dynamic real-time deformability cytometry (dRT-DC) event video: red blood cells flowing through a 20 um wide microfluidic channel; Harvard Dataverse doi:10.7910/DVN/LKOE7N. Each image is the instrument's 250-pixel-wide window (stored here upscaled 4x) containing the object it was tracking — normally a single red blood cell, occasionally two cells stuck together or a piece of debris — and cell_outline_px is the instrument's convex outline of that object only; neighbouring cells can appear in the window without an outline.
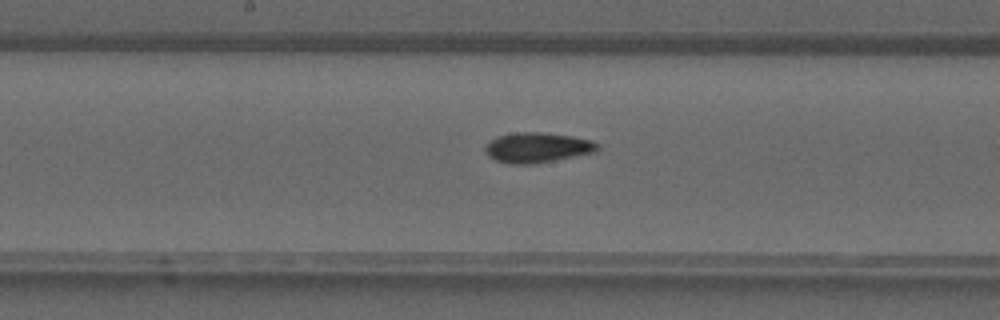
{"species": "common noctule bat (a hibernating species)", "species_latin": "Nyctalus noctula", "temperature_condition": "warm", "stored_images_in_passage": 42, "camera_frame_rate_fps": 3000, "um_per_image_px": 0.085, "animal": {"sex": "male", "forearm_length_mm": 52.5}, "frame": {"image": 1, "passage_image": 22, "time_ms": 7.0, "image_size_px": [1000, 320], "cell_outline_px": [[600, 148], [596, 152], [532, 164], [508, 164], [496, 160], [488, 156], [484, 148], [496, 136], [516, 132], [540, 132], [572, 136], [592, 140], [600, 144]], "centroid_in_image_um": [45.69, 12.54], "position_along_channel_um": 202.5, "area_um2": 19.71}}
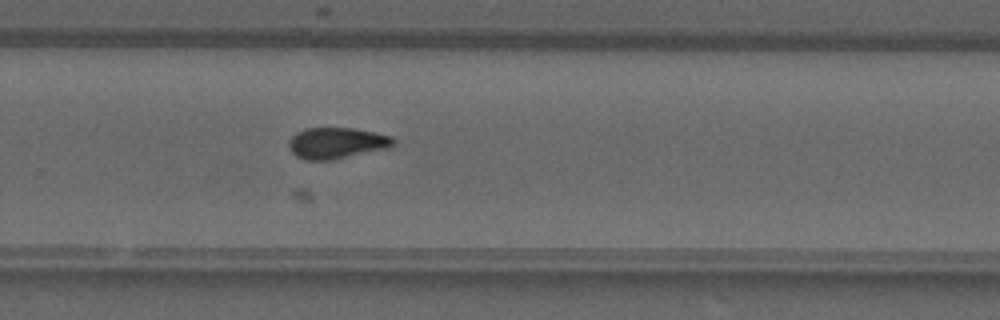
{"frame": {"image": 2, "passage_image": 28, "time_ms": 9.0, "image_size_px": [1000, 320], "cell_outline_px": [[396, 144], [388, 148], [332, 160], [304, 160], [296, 156], [288, 148], [288, 140], [296, 132], [304, 128], [352, 128], [376, 132], [392, 136], [396, 140]], "centroid_in_image_um": [28.61, 12.16], "position_along_channel_um": 301.2, "area_um2": 19.25}}
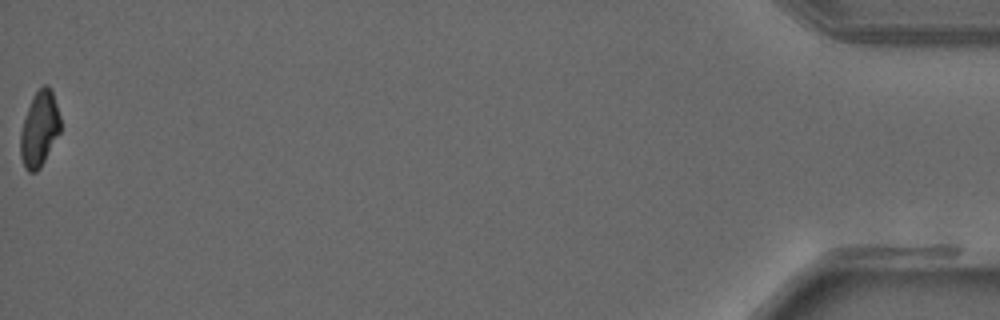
{"frame": {"image": 3, "passage_image": 42, "time_ms": 13.667, "image_size_px": [1000, 320], "cell_outline_px": [[60, 132], [40, 168], [36, 172], [28, 172], [24, 168], [20, 156], [20, 132], [32, 96], [44, 84], [48, 84], [52, 92], [60, 116]], "centroid_in_image_um": [3.34, 10.98], "position_along_channel_um": 431.9, "area_um2": 17.46}}